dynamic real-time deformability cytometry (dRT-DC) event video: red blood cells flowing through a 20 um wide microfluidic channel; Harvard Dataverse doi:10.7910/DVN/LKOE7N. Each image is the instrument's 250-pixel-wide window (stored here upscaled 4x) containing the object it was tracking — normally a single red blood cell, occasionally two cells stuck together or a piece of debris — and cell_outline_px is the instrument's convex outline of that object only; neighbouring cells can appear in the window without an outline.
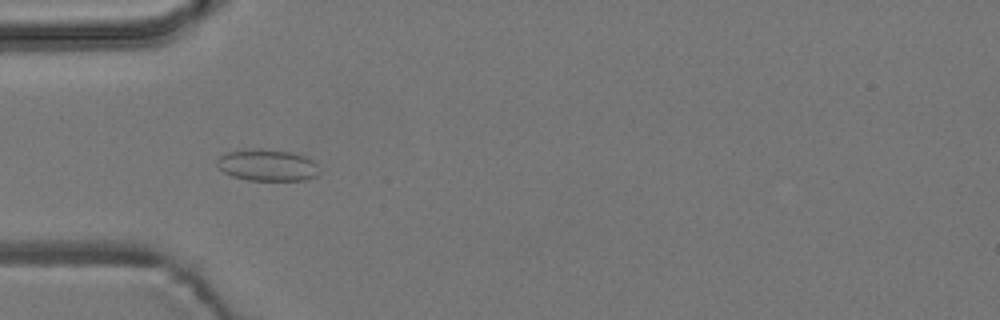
{"species": "common noctule bat (a hibernating species)", "species_latin": "Nyctalus noctula", "temperature_condition": "room temperature", "stored_images_in_passage": 6, "camera_frame_rate_fps": 3000, "um_per_image_px": 0.085, "animal": {"sex": "male", "body_mass_g": 19.2, "forearm_length_mm": 51.8}, "frame": {"image": 1, "passage_image": 5, "time_ms": 4.667, "image_size_px": [1000, 320], "cell_outline_px": [[320, 172], [316, 176], [304, 180], [248, 180], [232, 176], [224, 172], [216, 164], [216, 160], [224, 152], [256, 148], [260, 148], [292, 152], [304, 156], [312, 160], [316, 164]], "centroid_in_image_um": [22.71, 14.03], "position_along_channel_um": 62.3, "area_um2": 18.96}}
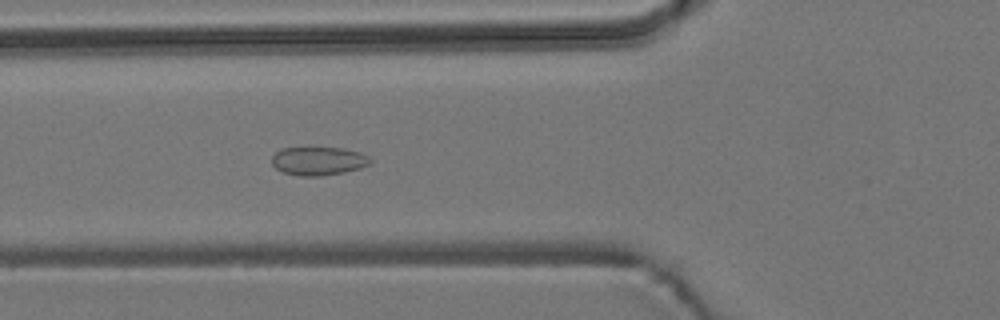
{"frame": {"image": 2, "passage_image": 6, "time_ms": 5.667, "image_size_px": [1000, 320], "cell_outline_px": [[372, 164], [360, 168], [344, 172], [320, 176], [300, 176], [284, 172], [276, 168], [272, 164], [272, 156], [280, 148], [344, 148], [360, 152], [368, 156], [372, 160]], "centroid_in_image_um": [27.09, 13.68], "position_along_channel_um": 98.7, "area_um2": 16.36}}